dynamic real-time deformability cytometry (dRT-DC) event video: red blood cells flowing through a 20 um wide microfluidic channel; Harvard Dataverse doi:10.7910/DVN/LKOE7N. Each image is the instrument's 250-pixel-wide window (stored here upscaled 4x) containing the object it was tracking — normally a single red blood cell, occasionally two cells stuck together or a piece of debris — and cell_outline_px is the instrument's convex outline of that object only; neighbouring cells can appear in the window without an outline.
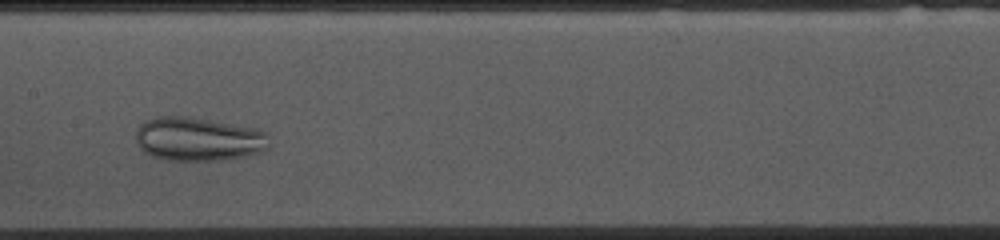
{"species": "common noctule bat (a hibernating species)", "species_latin": "Nyctalus noctula", "temperature_condition": "cold", "stored_images_in_passage": 43, "camera_frame_rate_fps": 3000, "um_per_image_px": 0.085, "animal": {"sex": "female", "body_mass_g": 10.0, "forearm_length_mm": 53.1}, "frame": {"image": 1, "passage_image": 19, "time_ms": 6.0, "image_size_px": [1000, 240], "cell_outline_px": [[268, 148], [260, 152], [248, 156], [224, 160], [164, 160], [152, 156], [144, 152], [136, 144], [136, 128], [144, 120], [156, 116], [192, 116], [256, 128], [268, 132]], "centroid_in_image_um": [16.85, 11.81], "position_along_channel_um": 190.6, "area_um2": 34.68}}
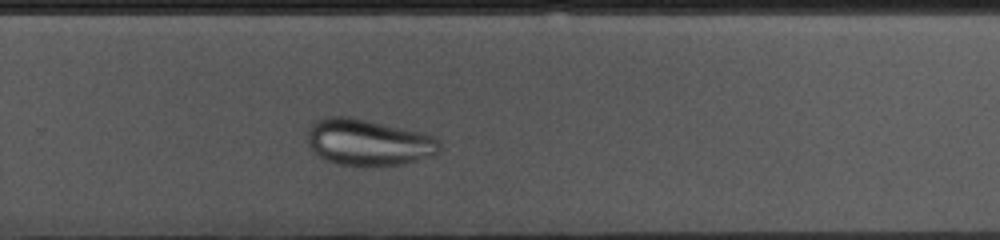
{"frame": {"image": 2, "passage_image": 28, "time_ms": 9.0, "image_size_px": [1000, 240], "cell_outline_px": [[440, 148], [436, 156], [404, 164], [336, 164], [320, 156], [312, 148], [308, 140], [308, 128], [316, 120], [328, 116], [348, 116], [424, 132], [436, 136], [440, 140]], "centroid_in_image_um": [31.39, 12.07], "position_along_channel_um": 298.4, "area_um2": 35.55}}
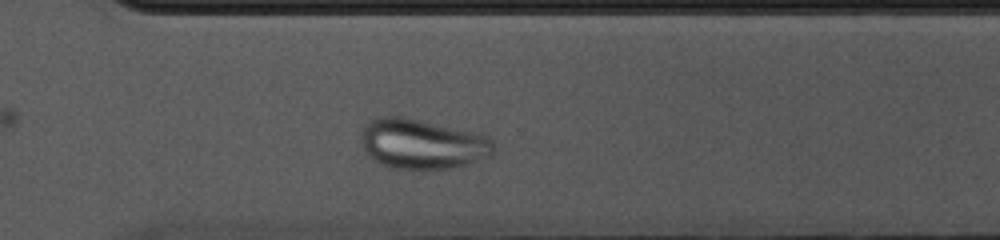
{"frame": {"image": 3, "passage_image": 31, "time_ms": 10.0, "image_size_px": [1000, 240], "cell_outline_px": [[496, 148], [492, 156], [452, 168], [428, 172], [420, 172], [396, 168], [380, 164], [372, 160], [364, 152], [360, 140], [360, 136], [368, 120], [380, 116], [404, 116], [472, 132], [488, 136], [492, 140]], "centroid_in_image_um": [35.86, 12.28], "position_along_channel_um": 334.7, "area_um2": 39.59}}